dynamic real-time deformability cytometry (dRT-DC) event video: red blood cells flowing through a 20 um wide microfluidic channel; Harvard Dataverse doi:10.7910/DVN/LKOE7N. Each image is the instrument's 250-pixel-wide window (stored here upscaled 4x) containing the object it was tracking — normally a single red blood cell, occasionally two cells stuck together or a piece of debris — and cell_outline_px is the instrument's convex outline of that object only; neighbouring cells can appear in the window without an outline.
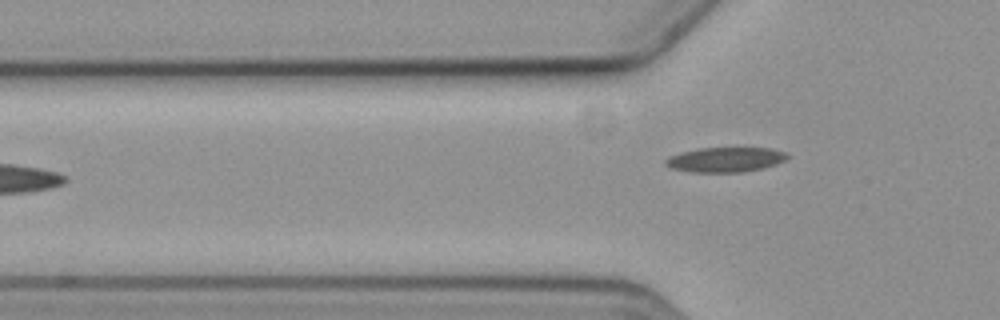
{"species": "common noctule bat (a hibernating species)", "species_latin": "Nyctalus noctula", "temperature_condition": "cold", "stored_images_in_passage": 5, "camera_frame_rate_fps": 3000, "um_per_image_px": 0.085, "animal": {"sex": "female", "body_mass_g": 19.3, "forearm_length_mm": 54.1}, "frame": {"image": 1, "passage_image": 5, "time_ms": 5.667, "image_size_px": [1000, 320], "cell_outline_px": [[788, 156], [784, 160], [776, 164], [764, 168], [740, 172], [692, 172], [672, 168], [664, 164], [664, 160], [668, 156], [680, 152], [696, 148], [768, 148], [784, 152]], "centroid_in_image_um": [61.59, 13.56], "position_along_channel_um": 64.2, "area_um2": 17.57}}